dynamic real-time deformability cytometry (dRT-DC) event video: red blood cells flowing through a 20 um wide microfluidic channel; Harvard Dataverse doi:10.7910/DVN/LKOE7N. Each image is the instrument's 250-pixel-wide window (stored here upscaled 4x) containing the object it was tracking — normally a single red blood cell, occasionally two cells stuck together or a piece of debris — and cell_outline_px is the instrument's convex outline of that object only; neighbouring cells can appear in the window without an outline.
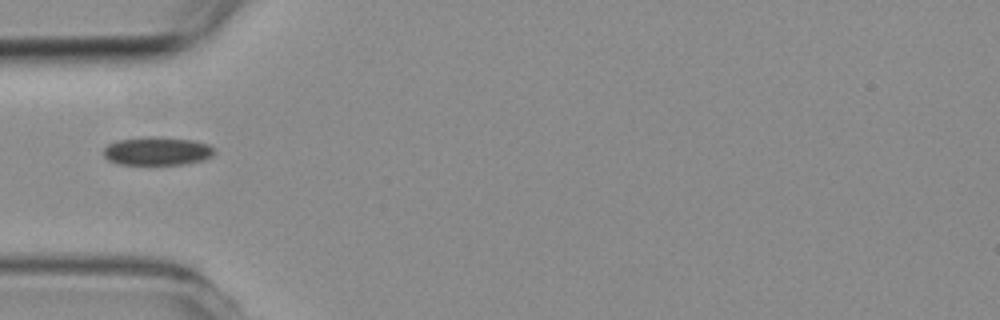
{"species": "common noctule bat (a hibernating species)", "species_latin": "Nyctalus noctula", "temperature_condition": "room temperature", "stored_images_in_passage": 3, "camera_frame_rate_fps": 3000, "um_per_image_px": 0.085, "animal": {"sex": "female", "body_mass_g": 19.3, "forearm_length_mm": 54.1}, "frame": {"image": 1, "passage_image": 2, "time_ms": 2.0, "image_size_px": [1000, 320], "cell_outline_px": [[216, 152], [212, 156], [204, 160], [188, 164], [120, 164], [108, 160], [104, 156], [104, 148], [108, 144], [120, 140], [148, 136], [160, 136], [192, 140], [208, 144]], "centroid_in_image_um": [13.39, 12.84], "position_along_channel_um": 71.6, "area_um2": 18.38}}
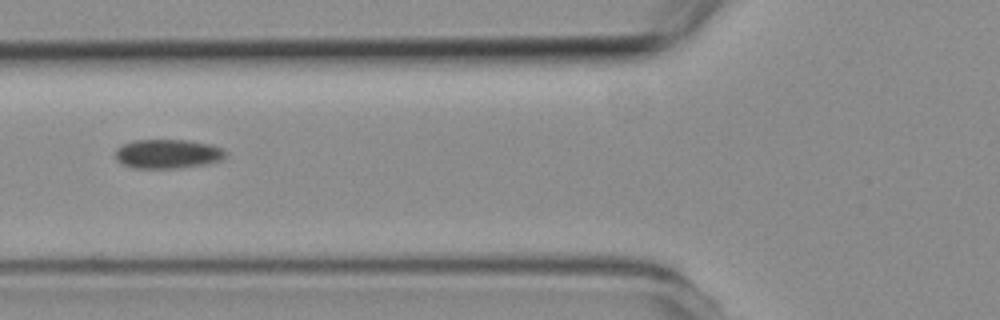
{"frame": {"image": 2, "passage_image": 3, "time_ms": 3.0, "image_size_px": [1000, 320], "cell_outline_px": [[224, 156], [220, 160], [208, 164], [180, 168], [132, 168], [116, 160], [116, 148], [120, 144], [132, 140], [188, 140], [212, 144], [224, 148]], "centroid_in_image_um": [14.24, 13.07], "position_along_channel_um": 111.6, "area_um2": 18.96}}